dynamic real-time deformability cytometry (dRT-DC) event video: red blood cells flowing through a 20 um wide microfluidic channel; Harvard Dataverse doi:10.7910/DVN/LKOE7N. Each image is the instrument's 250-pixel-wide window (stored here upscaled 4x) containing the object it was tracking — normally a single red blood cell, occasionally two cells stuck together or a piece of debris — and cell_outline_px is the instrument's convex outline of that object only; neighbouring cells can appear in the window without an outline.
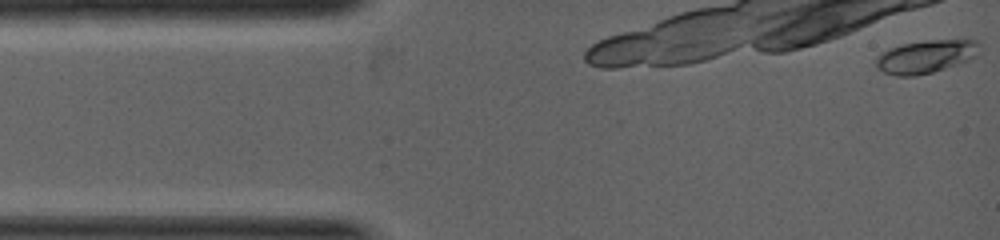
{"species": "common noctule bat (a hibernating species)", "species_latin": "Nyctalus noctula", "temperature_condition": "warm", "stored_images_in_passage": 4, "camera_frame_rate_fps": 5000, "um_per_image_px": 0.085, "animal": {"sex": "female", "body_mass_g": 19.0, "forearm_length_mm": 53.3}, "frame": {"image": 1, "passage_image": 1, "time_ms": 0.0, "image_size_px": [1000, 240], "cell_outline_px": [[980, 44], [976, 56], [968, 60], [932, 72], [916, 76], [896, 76], [884, 72], [876, 68], [876, 56], [888, 48], [900, 44], [924, 40], [960, 36], [964, 36], [976, 40]], "centroid_in_image_um": [78.74, 4.74], "position_along_channel_um": 6.3, "area_um2": 20.75}}